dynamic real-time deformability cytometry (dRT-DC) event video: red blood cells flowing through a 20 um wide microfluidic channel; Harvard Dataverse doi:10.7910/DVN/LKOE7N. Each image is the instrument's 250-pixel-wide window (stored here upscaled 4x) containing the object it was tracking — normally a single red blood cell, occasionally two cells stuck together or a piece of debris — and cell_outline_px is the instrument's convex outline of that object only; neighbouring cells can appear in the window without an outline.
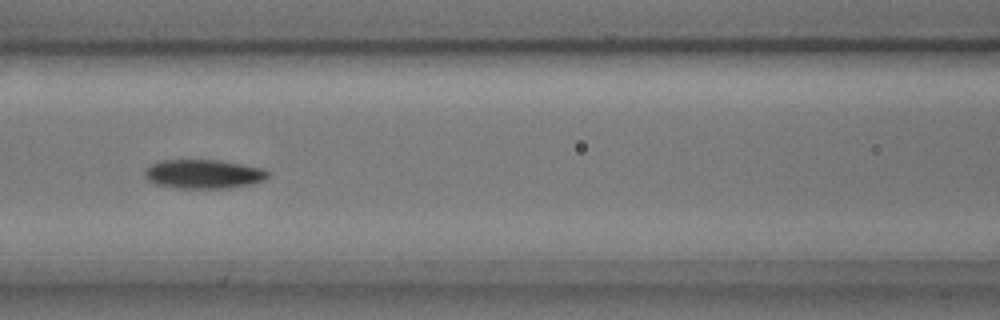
{"species": "common noctule bat (a hibernating species)", "species_latin": "Nyctalus noctula", "temperature_condition": "cold", "stored_images_in_passage": 9, "camera_frame_rate_fps": 3000, "um_per_image_px": 0.085, "animal": {"sex": "male", "body_mass_g": 17.9, "forearm_length_mm": 54.2}, "frame": {"image": 1, "passage_image": 6, "time_ms": 1.667, "image_size_px": [1000, 320], "cell_outline_px": [[268, 176], [264, 180], [252, 184], [228, 188], [176, 188], [156, 184], [148, 180], [144, 176], [144, 172], [152, 164], [160, 160], [220, 160], [264, 168], [268, 172]], "centroid_in_image_um": [17.31, 14.79], "position_along_channel_um": 149.3, "area_um2": 20.87}}
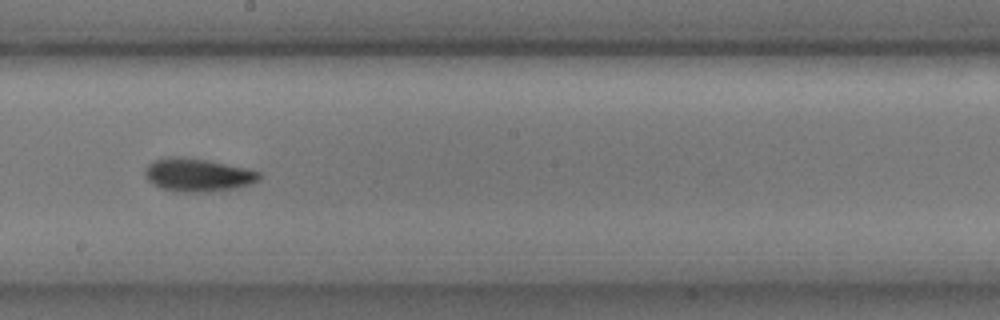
{"frame": {"image": 2, "passage_image": 8, "time_ms": 2.333, "image_size_px": [1000, 320], "cell_outline_px": [[260, 180], [236, 188], [208, 192], [176, 192], [160, 188], [152, 184], [144, 176], [144, 168], [148, 164], [156, 160], [172, 156], [208, 160], [244, 168], [260, 172]], "centroid_in_image_um": [16.76, 14.89], "position_along_channel_um": 231.4, "area_um2": 22.02}}
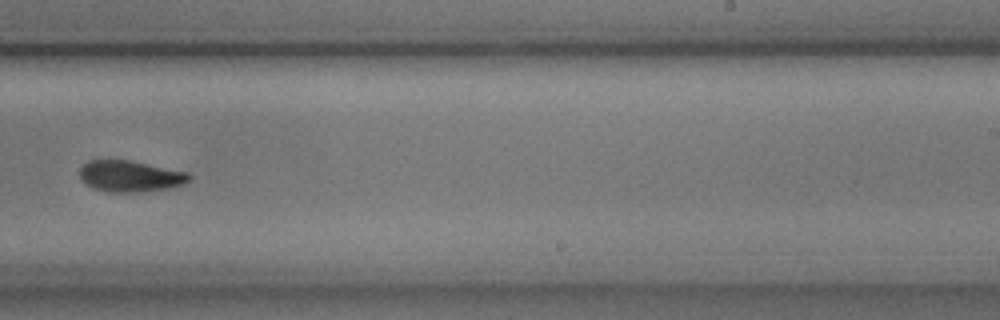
{"frame": {"image": 3, "passage_image": 9, "time_ms": 2.667, "image_size_px": [1000, 320], "cell_outline_px": [[192, 176], [184, 184], [168, 188], [140, 192], [108, 192], [92, 188], [80, 176], [80, 168], [88, 160], [132, 160], [188, 172]], "centroid_in_image_um": [11.09, 14.97], "position_along_channel_um": 277.9, "area_um2": 19.94}}